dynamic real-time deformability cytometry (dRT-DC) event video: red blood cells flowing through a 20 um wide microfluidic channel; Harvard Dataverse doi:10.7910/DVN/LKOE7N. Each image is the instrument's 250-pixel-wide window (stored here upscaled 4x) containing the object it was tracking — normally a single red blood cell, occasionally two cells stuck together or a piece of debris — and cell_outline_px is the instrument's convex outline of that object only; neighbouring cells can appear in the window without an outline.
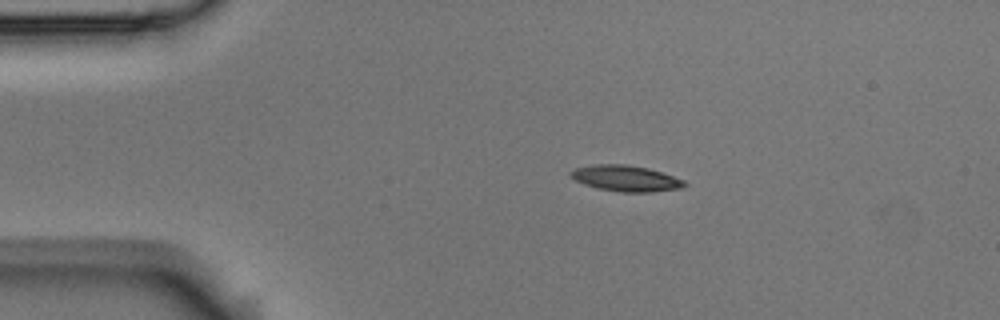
{"species": "Egyptian fruit bat (a non-hibernating species)", "species_latin": "Rousettus aegyptiacus", "temperature_condition": "room temperature", "stored_images_in_passage": 3, "camera_frame_rate_fps": 3000, "um_per_image_px": 0.085, "animal": {"sex": "male"}, "frame": {"image": 1, "passage_image": 2, "time_ms": 0.333, "image_size_px": [1000, 320], "cell_outline_px": [[688, 184], [680, 188], [652, 192], [620, 192], [596, 188], [584, 184], [576, 180], [568, 172], [576, 168], [596, 164], [628, 164], [648, 168], [684, 180]], "centroid_in_image_um": [53.19, 15.16], "position_along_channel_um": 31.8, "area_um2": 17.11}}